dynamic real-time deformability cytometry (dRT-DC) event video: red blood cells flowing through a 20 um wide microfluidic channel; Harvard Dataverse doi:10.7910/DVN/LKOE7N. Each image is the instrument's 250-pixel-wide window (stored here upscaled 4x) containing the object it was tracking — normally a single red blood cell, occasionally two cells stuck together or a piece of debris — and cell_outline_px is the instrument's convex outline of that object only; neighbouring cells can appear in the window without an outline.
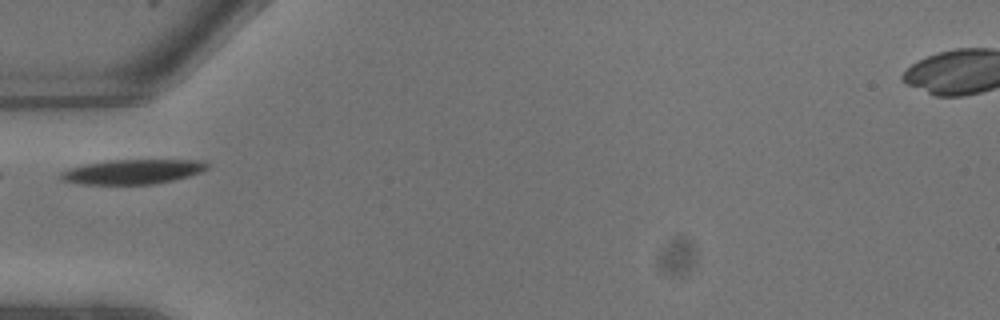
{"species": "common noctule bat (a hibernating species)", "species_latin": "Nyctalus noctula", "temperature_condition": "warm", "stored_images_in_passage": 8, "segment_of_instrument_passage": [2, 2], "camera_frame_rate_fps": 3000, "um_per_image_px": 0.085, "animal": {"sex": "male", "body_mass_g": 13.3}, "frame": {"image": 1, "passage_image": 3, "time_ms": 0.667, "image_size_px": [1000, 320], "cell_outline_px": [[208, 168], [200, 172], [188, 176], [156, 184], [76, 184], [60, 180], [60, 172], [72, 168], [88, 164], [108, 160], [204, 160], [208, 164]], "centroid_in_image_um": [11.27, 14.6], "position_along_channel_um": 73.7, "area_um2": 20.92}}